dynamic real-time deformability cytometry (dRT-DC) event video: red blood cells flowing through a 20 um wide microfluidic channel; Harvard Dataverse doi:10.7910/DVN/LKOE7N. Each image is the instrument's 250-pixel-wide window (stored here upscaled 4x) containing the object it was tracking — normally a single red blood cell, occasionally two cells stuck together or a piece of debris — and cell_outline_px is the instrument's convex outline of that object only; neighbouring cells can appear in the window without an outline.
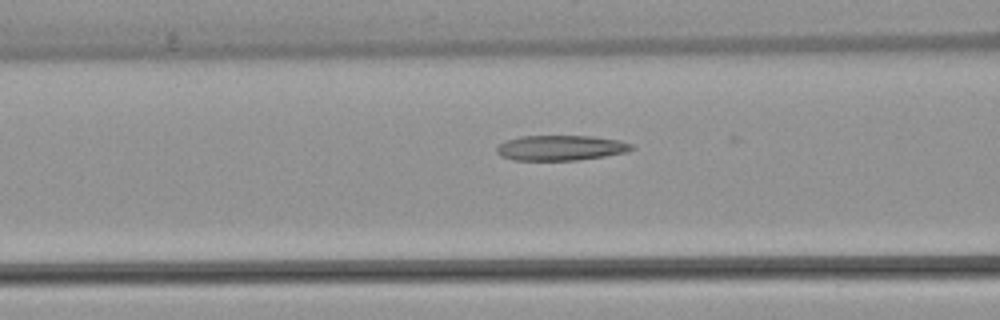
{"species": "common noctule bat (a hibernating species)", "species_latin": "Nyctalus noctula", "temperature_condition": "warm", "stored_images_in_passage": 21, "camera_frame_rate_fps": 3000, "um_per_image_px": 0.085, "animal": {"sex": "female", "body_mass_g": 22.7, "forearm_length_mm": 54.2}, "frame": {"image": 1, "passage_image": 20, "time_ms": 6.333, "image_size_px": [1000, 320], "cell_outline_px": [[636, 148], [628, 152], [604, 156], [576, 160], [512, 160], [500, 156], [496, 152], [496, 148], [500, 144], [508, 140], [520, 136], [592, 136], [620, 140], [632, 144]], "centroid_in_image_um": [47.69, 12.57], "position_along_channel_um": 118.9, "area_um2": 19.88}}